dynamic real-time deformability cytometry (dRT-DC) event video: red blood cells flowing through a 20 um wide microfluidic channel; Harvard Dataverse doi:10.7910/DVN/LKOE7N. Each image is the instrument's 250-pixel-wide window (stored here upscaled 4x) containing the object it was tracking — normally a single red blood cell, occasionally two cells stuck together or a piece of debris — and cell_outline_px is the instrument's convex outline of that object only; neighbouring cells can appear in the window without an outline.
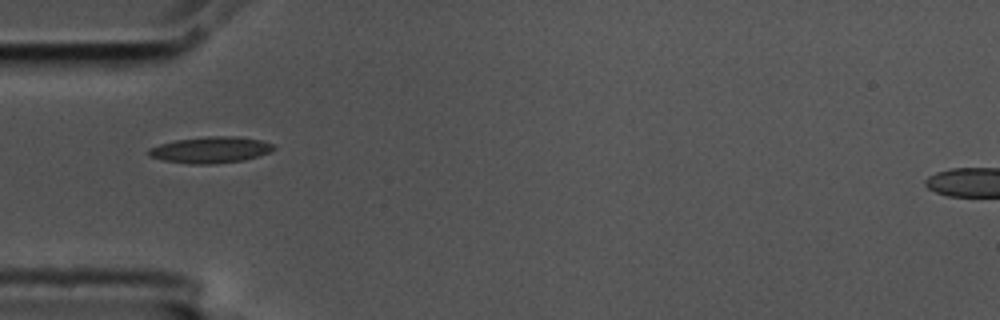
{"species": "common noctule bat (a hibernating species)", "species_latin": "Nyctalus noctula", "temperature_condition": "cold", "stored_images_in_passage": 10, "camera_frame_rate_fps": 3000, "um_per_image_px": 0.085, "animal": {"sex": "male", "body_mass_g": 17.5, "forearm_length_mm": 52.3}, "frame": {"image": 1, "passage_image": 1, "time_ms": 0.0, "image_size_px": [1000, 320], "cell_outline_px": [[276, 148], [268, 152], [244, 160], [212, 164], [188, 164], [164, 160], [148, 156], [148, 148], [160, 144], [176, 140], [208, 136], [236, 136], [260, 140], [276, 144]], "centroid_in_image_um": [17.89, 12.73], "position_along_channel_um": 67.1, "area_um2": 19.13}}
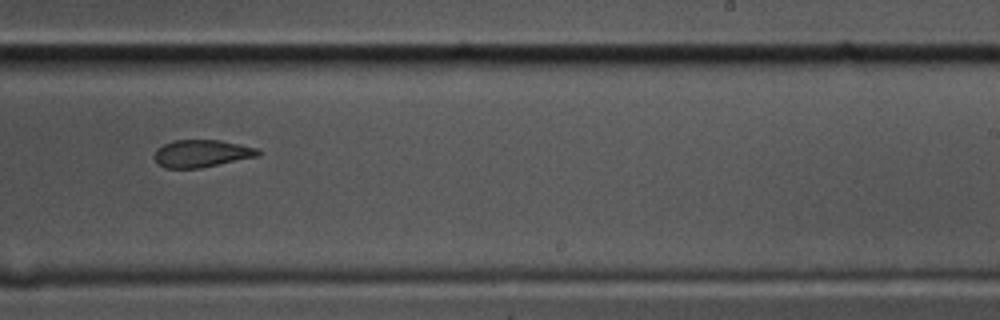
{"frame": {"image": 2, "passage_image": 6, "time_ms": 1.667, "image_size_px": [1000, 320], "cell_outline_px": [[260, 156], [200, 168], [164, 168], [156, 160], [156, 148], [172, 140], [220, 140], [260, 148]], "centroid_in_image_um": [17.19, 13.04], "position_along_channel_um": 271.8, "area_um2": 16.59}}
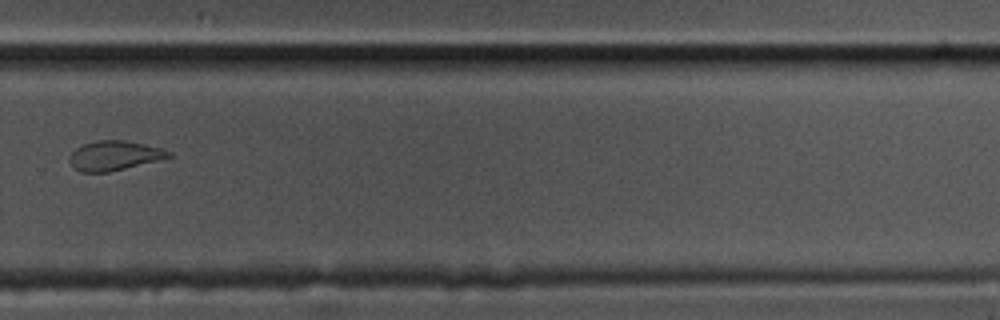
{"frame": {"image": 3, "passage_image": 7, "time_ms": 2.0, "image_size_px": [1000, 320], "cell_outline_px": [[172, 156], [108, 172], [80, 172], [72, 168], [68, 160], [68, 156], [76, 148], [84, 144], [96, 140], [124, 140], [164, 148], [172, 152]], "centroid_in_image_um": [9.67, 13.22], "position_along_channel_um": 320.1, "area_um2": 17.05}}